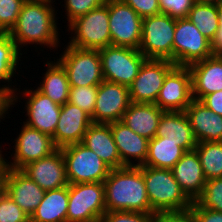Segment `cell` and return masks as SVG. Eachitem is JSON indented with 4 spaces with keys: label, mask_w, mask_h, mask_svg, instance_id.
<instances>
[{
    "label": "cell",
    "mask_w": 222,
    "mask_h": 222,
    "mask_svg": "<svg viewBox=\"0 0 222 222\" xmlns=\"http://www.w3.org/2000/svg\"><path fill=\"white\" fill-rule=\"evenodd\" d=\"M47 1L26 0L22 5L17 22L8 33L17 49L28 44L58 48L60 46L57 12L54 4ZM56 12V13H55Z\"/></svg>",
    "instance_id": "6da1fadb"
},
{
    "label": "cell",
    "mask_w": 222,
    "mask_h": 222,
    "mask_svg": "<svg viewBox=\"0 0 222 222\" xmlns=\"http://www.w3.org/2000/svg\"><path fill=\"white\" fill-rule=\"evenodd\" d=\"M103 183L106 212L129 211L156 214L147 196L143 166L111 169Z\"/></svg>",
    "instance_id": "7a4b0ae2"
},
{
    "label": "cell",
    "mask_w": 222,
    "mask_h": 222,
    "mask_svg": "<svg viewBox=\"0 0 222 222\" xmlns=\"http://www.w3.org/2000/svg\"><path fill=\"white\" fill-rule=\"evenodd\" d=\"M143 178L155 213L191 208L193 202L175 180L172 170L143 166Z\"/></svg>",
    "instance_id": "3957f363"
},
{
    "label": "cell",
    "mask_w": 222,
    "mask_h": 222,
    "mask_svg": "<svg viewBox=\"0 0 222 222\" xmlns=\"http://www.w3.org/2000/svg\"><path fill=\"white\" fill-rule=\"evenodd\" d=\"M72 35L68 45L81 49L100 50L111 46L108 5L95 8L79 16L68 25Z\"/></svg>",
    "instance_id": "277c9868"
},
{
    "label": "cell",
    "mask_w": 222,
    "mask_h": 222,
    "mask_svg": "<svg viewBox=\"0 0 222 222\" xmlns=\"http://www.w3.org/2000/svg\"><path fill=\"white\" fill-rule=\"evenodd\" d=\"M67 222H99L106 212L103 182L68 185Z\"/></svg>",
    "instance_id": "5b68a950"
},
{
    "label": "cell",
    "mask_w": 222,
    "mask_h": 222,
    "mask_svg": "<svg viewBox=\"0 0 222 222\" xmlns=\"http://www.w3.org/2000/svg\"><path fill=\"white\" fill-rule=\"evenodd\" d=\"M175 19L158 14L142 19L139 51L147 59L169 60L173 63Z\"/></svg>",
    "instance_id": "8992f818"
},
{
    "label": "cell",
    "mask_w": 222,
    "mask_h": 222,
    "mask_svg": "<svg viewBox=\"0 0 222 222\" xmlns=\"http://www.w3.org/2000/svg\"><path fill=\"white\" fill-rule=\"evenodd\" d=\"M69 184L104 182L111 168L82 143L61 148Z\"/></svg>",
    "instance_id": "52a82bcc"
},
{
    "label": "cell",
    "mask_w": 222,
    "mask_h": 222,
    "mask_svg": "<svg viewBox=\"0 0 222 222\" xmlns=\"http://www.w3.org/2000/svg\"><path fill=\"white\" fill-rule=\"evenodd\" d=\"M57 58L67 73L70 87L99 85L103 80L99 50L68 45Z\"/></svg>",
    "instance_id": "ba28073f"
},
{
    "label": "cell",
    "mask_w": 222,
    "mask_h": 222,
    "mask_svg": "<svg viewBox=\"0 0 222 222\" xmlns=\"http://www.w3.org/2000/svg\"><path fill=\"white\" fill-rule=\"evenodd\" d=\"M103 78L129 87L147 59L139 50L130 47L107 46L99 50Z\"/></svg>",
    "instance_id": "9c48e42d"
},
{
    "label": "cell",
    "mask_w": 222,
    "mask_h": 222,
    "mask_svg": "<svg viewBox=\"0 0 222 222\" xmlns=\"http://www.w3.org/2000/svg\"><path fill=\"white\" fill-rule=\"evenodd\" d=\"M213 55L211 41L188 18L175 19L173 63L176 66L188 67Z\"/></svg>",
    "instance_id": "30bf717a"
},
{
    "label": "cell",
    "mask_w": 222,
    "mask_h": 222,
    "mask_svg": "<svg viewBox=\"0 0 222 222\" xmlns=\"http://www.w3.org/2000/svg\"><path fill=\"white\" fill-rule=\"evenodd\" d=\"M109 13L111 45L139 50L142 18L122 0H106Z\"/></svg>",
    "instance_id": "8fae6325"
},
{
    "label": "cell",
    "mask_w": 222,
    "mask_h": 222,
    "mask_svg": "<svg viewBox=\"0 0 222 222\" xmlns=\"http://www.w3.org/2000/svg\"><path fill=\"white\" fill-rule=\"evenodd\" d=\"M175 66L169 60L146 59L129 86L131 102L155 104L166 75Z\"/></svg>",
    "instance_id": "7c38bea8"
},
{
    "label": "cell",
    "mask_w": 222,
    "mask_h": 222,
    "mask_svg": "<svg viewBox=\"0 0 222 222\" xmlns=\"http://www.w3.org/2000/svg\"><path fill=\"white\" fill-rule=\"evenodd\" d=\"M13 142H15L13 145L15 150L11 154L12 162L7 160L11 169H22L30 162L42 159L57 149L50 135L25 123H23L21 131Z\"/></svg>",
    "instance_id": "4fadbf2b"
},
{
    "label": "cell",
    "mask_w": 222,
    "mask_h": 222,
    "mask_svg": "<svg viewBox=\"0 0 222 222\" xmlns=\"http://www.w3.org/2000/svg\"><path fill=\"white\" fill-rule=\"evenodd\" d=\"M130 104L129 87L103 80L98 85L92 122L109 124L121 121Z\"/></svg>",
    "instance_id": "5bb4252c"
},
{
    "label": "cell",
    "mask_w": 222,
    "mask_h": 222,
    "mask_svg": "<svg viewBox=\"0 0 222 222\" xmlns=\"http://www.w3.org/2000/svg\"><path fill=\"white\" fill-rule=\"evenodd\" d=\"M192 100L191 72L188 67L175 66L166 75L155 105L163 111H185Z\"/></svg>",
    "instance_id": "9a60e30c"
},
{
    "label": "cell",
    "mask_w": 222,
    "mask_h": 222,
    "mask_svg": "<svg viewBox=\"0 0 222 222\" xmlns=\"http://www.w3.org/2000/svg\"><path fill=\"white\" fill-rule=\"evenodd\" d=\"M21 93L24 99H27L25 112L28 118L23 123L52 137L55 134L62 106L54 103L37 88L35 90L25 88Z\"/></svg>",
    "instance_id": "2e32d148"
},
{
    "label": "cell",
    "mask_w": 222,
    "mask_h": 222,
    "mask_svg": "<svg viewBox=\"0 0 222 222\" xmlns=\"http://www.w3.org/2000/svg\"><path fill=\"white\" fill-rule=\"evenodd\" d=\"M44 191L68 186L66 164L61 149L42 159L30 162L21 169Z\"/></svg>",
    "instance_id": "e0dca14e"
},
{
    "label": "cell",
    "mask_w": 222,
    "mask_h": 222,
    "mask_svg": "<svg viewBox=\"0 0 222 222\" xmlns=\"http://www.w3.org/2000/svg\"><path fill=\"white\" fill-rule=\"evenodd\" d=\"M91 116L78 106L66 102L61 107L59 120L52 136L56 148L82 143L85 132L92 124Z\"/></svg>",
    "instance_id": "ac0fdd59"
},
{
    "label": "cell",
    "mask_w": 222,
    "mask_h": 222,
    "mask_svg": "<svg viewBox=\"0 0 222 222\" xmlns=\"http://www.w3.org/2000/svg\"><path fill=\"white\" fill-rule=\"evenodd\" d=\"M5 193L31 217L42 201L45 191L21 169L9 168Z\"/></svg>",
    "instance_id": "d6986e66"
},
{
    "label": "cell",
    "mask_w": 222,
    "mask_h": 222,
    "mask_svg": "<svg viewBox=\"0 0 222 222\" xmlns=\"http://www.w3.org/2000/svg\"><path fill=\"white\" fill-rule=\"evenodd\" d=\"M192 79L193 99L201 101L206 95L222 90V56L214 54L188 66Z\"/></svg>",
    "instance_id": "ffe728a7"
},
{
    "label": "cell",
    "mask_w": 222,
    "mask_h": 222,
    "mask_svg": "<svg viewBox=\"0 0 222 222\" xmlns=\"http://www.w3.org/2000/svg\"><path fill=\"white\" fill-rule=\"evenodd\" d=\"M109 124L122 163L125 166L143 165L148 155L149 139L136 134L121 121Z\"/></svg>",
    "instance_id": "44dd1931"
},
{
    "label": "cell",
    "mask_w": 222,
    "mask_h": 222,
    "mask_svg": "<svg viewBox=\"0 0 222 222\" xmlns=\"http://www.w3.org/2000/svg\"><path fill=\"white\" fill-rule=\"evenodd\" d=\"M185 113L197 143L222 142V116L194 99L187 106Z\"/></svg>",
    "instance_id": "7402d4cb"
},
{
    "label": "cell",
    "mask_w": 222,
    "mask_h": 222,
    "mask_svg": "<svg viewBox=\"0 0 222 222\" xmlns=\"http://www.w3.org/2000/svg\"><path fill=\"white\" fill-rule=\"evenodd\" d=\"M171 170L183 192L194 202L207 181L196 151L186 152Z\"/></svg>",
    "instance_id": "603a6c76"
},
{
    "label": "cell",
    "mask_w": 222,
    "mask_h": 222,
    "mask_svg": "<svg viewBox=\"0 0 222 222\" xmlns=\"http://www.w3.org/2000/svg\"><path fill=\"white\" fill-rule=\"evenodd\" d=\"M155 137L175 142L186 152L193 151L197 145L185 111H165L160 118Z\"/></svg>",
    "instance_id": "cb8c5ba5"
},
{
    "label": "cell",
    "mask_w": 222,
    "mask_h": 222,
    "mask_svg": "<svg viewBox=\"0 0 222 222\" xmlns=\"http://www.w3.org/2000/svg\"><path fill=\"white\" fill-rule=\"evenodd\" d=\"M82 144L92 150L111 169L125 166L120 159L110 124L92 123L85 132Z\"/></svg>",
    "instance_id": "d4e9b609"
},
{
    "label": "cell",
    "mask_w": 222,
    "mask_h": 222,
    "mask_svg": "<svg viewBox=\"0 0 222 222\" xmlns=\"http://www.w3.org/2000/svg\"><path fill=\"white\" fill-rule=\"evenodd\" d=\"M165 111L154 103H134L128 106L121 122L136 134L153 139L159 125L160 118Z\"/></svg>",
    "instance_id": "484cf974"
},
{
    "label": "cell",
    "mask_w": 222,
    "mask_h": 222,
    "mask_svg": "<svg viewBox=\"0 0 222 222\" xmlns=\"http://www.w3.org/2000/svg\"><path fill=\"white\" fill-rule=\"evenodd\" d=\"M68 186L45 191L30 222H67Z\"/></svg>",
    "instance_id": "4316f807"
},
{
    "label": "cell",
    "mask_w": 222,
    "mask_h": 222,
    "mask_svg": "<svg viewBox=\"0 0 222 222\" xmlns=\"http://www.w3.org/2000/svg\"><path fill=\"white\" fill-rule=\"evenodd\" d=\"M46 73L37 89L54 103L62 106L69 100L70 85L67 73L56 60L46 61Z\"/></svg>",
    "instance_id": "83f0119b"
},
{
    "label": "cell",
    "mask_w": 222,
    "mask_h": 222,
    "mask_svg": "<svg viewBox=\"0 0 222 222\" xmlns=\"http://www.w3.org/2000/svg\"><path fill=\"white\" fill-rule=\"evenodd\" d=\"M21 55L23 54L17 49L16 44L10 35L8 33H0V82H8L5 84L8 85L7 89L13 94L14 106L20 98L21 93L17 92L19 88L10 84L13 83L11 82L12 77L17 76L15 75L17 72L16 70L21 69L18 67L20 65L19 61H21V58H23ZM11 86H13V88Z\"/></svg>",
    "instance_id": "f1b7e54d"
},
{
    "label": "cell",
    "mask_w": 222,
    "mask_h": 222,
    "mask_svg": "<svg viewBox=\"0 0 222 222\" xmlns=\"http://www.w3.org/2000/svg\"><path fill=\"white\" fill-rule=\"evenodd\" d=\"M185 153L177 143L163 140V137H154L149 140L147 159L141 166L171 170Z\"/></svg>",
    "instance_id": "f546056e"
},
{
    "label": "cell",
    "mask_w": 222,
    "mask_h": 222,
    "mask_svg": "<svg viewBox=\"0 0 222 222\" xmlns=\"http://www.w3.org/2000/svg\"><path fill=\"white\" fill-rule=\"evenodd\" d=\"M206 180L222 177V142H199L195 149Z\"/></svg>",
    "instance_id": "4dcf8cb0"
},
{
    "label": "cell",
    "mask_w": 222,
    "mask_h": 222,
    "mask_svg": "<svg viewBox=\"0 0 222 222\" xmlns=\"http://www.w3.org/2000/svg\"><path fill=\"white\" fill-rule=\"evenodd\" d=\"M187 18L212 42L218 30V5L195 3Z\"/></svg>",
    "instance_id": "1f68e13d"
},
{
    "label": "cell",
    "mask_w": 222,
    "mask_h": 222,
    "mask_svg": "<svg viewBox=\"0 0 222 222\" xmlns=\"http://www.w3.org/2000/svg\"><path fill=\"white\" fill-rule=\"evenodd\" d=\"M194 202L200 208L222 212V177L207 180L204 190Z\"/></svg>",
    "instance_id": "d6a6232c"
},
{
    "label": "cell",
    "mask_w": 222,
    "mask_h": 222,
    "mask_svg": "<svg viewBox=\"0 0 222 222\" xmlns=\"http://www.w3.org/2000/svg\"><path fill=\"white\" fill-rule=\"evenodd\" d=\"M97 93L98 85L70 87L68 102L78 106L92 117Z\"/></svg>",
    "instance_id": "836d02e7"
},
{
    "label": "cell",
    "mask_w": 222,
    "mask_h": 222,
    "mask_svg": "<svg viewBox=\"0 0 222 222\" xmlns=\"http://www.w3.org/2000/svg\"><path fill=\"white\" fill-rule=\"evenodd\" d=\"M26 0H0V33H9Z\"/></svg>",
    "instance_id": "e575fe53"
},
{
    "label": "cell",
    "mask_w": 222,
    "mask_h": 222,
    "mask_svg": "<svg viewBox=\"0 0 222 222\" xmlns=\"http://www.w3.org/2000/svg\"><path fill=\"white\" fill-rule=\"evenodd\" d=\"M0 222H30V217L4 192L0 195Z\"/></svg>",
    "instance_id": "d590c367"
},
{
    "label": "cell",
    "mask_w": 222,
    "mask_h": 222,
    "mask_svg": "<svg viewBox=\"0 0 222 222\" xmlns=\"http://www.w3.org/2000/svg\"><path fill=\"white\" fill-rule=\"evenodd\" d=\"M106 0H64L67 24L79 16L85 15L91 10L102 6Z\"/></svg>",
    "instance_id": "8d00e7d4"
},
{
    "label": "cell",
    "mask_w": 222,
    "mask_h": 222,
    "mask_svg": "<svg viewBox=\"0 0 222 222\" xmlns=\"http://www.w3.org/2000/svg\"><path fill=\"white\" fill-rule=\"evenodd\" d=\"M195 3V0H159L161 14L173 19L187 18Z\"/></svg>",
    "instance_id": "74e56055"
},
{
    "label": "cell",
    "mask_w": 222,
    "mask_h": 222,
    "mask_svg": "<svg viewBox=\"0 0 222 222\" xmlns=\"http://www.w3.org/2000/svg\"><path fill=\"white\" fill-rule=\"evenodd\" d=\"M99 222H155V214L140 212L112 211L105 212Z\"/></svg>",
    "instance_id": "f35d334b"
},
{
    "label": "cell",
    "mask_w": 222,
    "mask_h": 222,
    "mask_svg": "<svg viewBox=\"0 0 222 222\" xmlns=\"http://www.w3.org/2000/svg\"><path fill=\"white\" fill-rule=\"evenodd\" d=\"M129 5L142 19L161 14L159 0H122Z\"/></svg>",
    "instance_id": "ab89813d"
},
{
    "label": "cell",
    "mask_w": 222,
    "mask_h": 222,
    "mask_svg": "<svg viewBox=\"0 0 222 222\" xmlns=\"http://www.w3.org/2000/svg\"><path fill=\"white\" fill-rule=\"evenodd\" d=\"M155 222H197L192 208L155 214Z\"/></svg>",
    "instance_id": "60d3db41"
},
{
    "label": "cell",
    "mask_w": 222,
    "mask_h": 222,
    "mask_svg": "<svg viewBox=\"0 0 222 222\" xmlns=\"http://www.w3.org/2000/svg\"><path fill=\"white\" fill-rule=\"evenodd\" d=\"M191 208L196 217L197 222H222V212L210 210L208 208H200L195 202Z\"/></svg>",
    "instance_id": "b9f144b4"
},
{
    "label": "cell",
    "mask_w": 222,
    "mask_h": 222,
    "mask_svg": "<svg viewBox=\"0 0 222 222\" xmlns=\"http://www.w3.org/2000/svg\"><path fill=\"white\" fill-rule=\"evenodd\" d=\"M2 86V87H1ZM13 106V94L7 89V85H0V121L7 118L10 108Z\"/></svg>",
    "instance_id": "7bdbcfd3"
},
{
    "label": "cell",
    "mask_w": 222,
    "mask_h": 222,
    "mask_svg": "<svg viewBox=\"0 0 222 222\" xmlns=\"http://www.w3.org/2000/svg\"><path fill=\"white\" fill-rule=\"evenodd\" d=\"M201 102L215 114L222 116V90L206 95Z\"/></svg>",
    "instance_id": "ee69618b"
},
{
    "label": "cell",
    "mask_w": 222,
    "mask_h": 222,
    "mask_svg": "<svg viewBox=\"0 0 222 222\" xmlns=\"http://www.w3.org/2000/svg\"><path fill=\"white\" fill-rule=\"evenodd\" d=\"M211 48L214 54L222 52V2L218 4V30L211 42Z\"/></svg>",
    "instance_id": "f6af8a7d"
},
{
    "label": "cell",
    "mask_w": 222,
    "mask_h": 222,
    "mask_svg": "<svg viewBox=\"0 0 222 222\" xmlns=\"http://www.w3.org/2000/svg\"><path fill=\"white\" fill-rule=\"evenodd\" d=\"M0 148L2 149V147ZM1 149H0V195L5 192V180H6L7 172L9 170L7 159H5L4 155L2 154Z\"/></svg>",
    "instance_id": "bcb514c9"
},
{
    "label": "cell",
    "mask_w": 222,
    "mask_h": 222,
    "mask_svg": "<svg viewBox=\"0 0 222 222\" xmlns=\"http://www.w3.org/2000/svg\"><path fill=\"white\" fill-rule=\"evenodd\" d=\"M196 3L200 4H214L218 5L222 0H195Z\"/></svg>",
    "instance_id": "7dc6e473"
},
{
    "label": "cell",
    "mask_w": 222,
    "mask_h": 222,
    "mask_svg": "<svg viewBox=\"0 0 222 222\" xmlns=\"http://www.w3.org/2000/svg\"><path fill=\"white\" fill-rule=\"evenodd\" d=\"M36 1H47V2H51V3L55 2V0L54 1L53 0H36Z\"/></svg>",
    "instance_id": "c3c4849f"
}]
</instances>
